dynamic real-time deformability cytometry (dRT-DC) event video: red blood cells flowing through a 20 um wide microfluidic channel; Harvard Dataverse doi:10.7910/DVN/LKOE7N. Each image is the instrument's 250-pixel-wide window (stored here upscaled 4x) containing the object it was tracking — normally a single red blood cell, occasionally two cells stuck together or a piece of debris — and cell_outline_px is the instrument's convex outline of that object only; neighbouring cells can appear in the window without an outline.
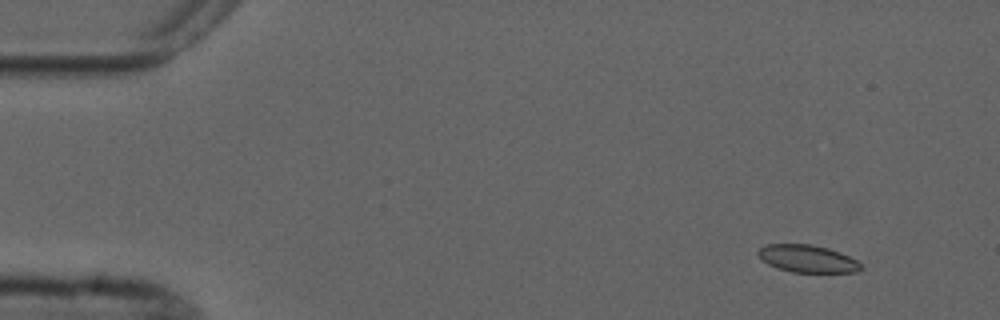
{"species": "common noctule bat (a hibernating species)", "species_latin": "Nyctalus noctula", "temperature_condition": "cold", "stored_images_in_passage": 6, "camera_frame_rate_fps": 3000, "um_per_image_px": 0.085, "animal": {"sex": "male", "forearm_length_mm": 52.5}, "frame": {"image": 1, "passage_image": 2, "time_ms": 1.0, "image_size_px": [1000, 320], "cell_outline_px": [[864, 268], [856, 272], [792, 272], [776, 268], [768, 264], [756, 252], [760, 248], [768, 244], [812, 244], [828, 248], [840, 252], [864, 264]], "centroid_in_image_um": [68.67, 21.99], "position_along_channel_um": 16.3, "area_um2": 16.47}}
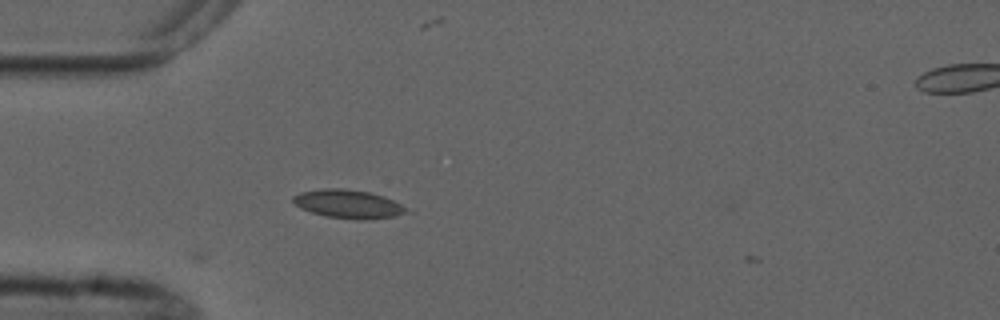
{"frame": {"image": 2, "passage_image": 5, "time_ms": 4.667, "image_size_px": [1000, 320], "cell_outline_px": [[404, 212], [396, 216], [368, 220], [356, 220], [324, 216], [300, 208], [292, 200], [292, 196], [300, 192], [324, 188], [344, 188], [368, 192], [384, 196], [400, 204], [404, 208]], "centroid_in_image_um": [29.54, 17.34], "position_along_channel_um": 55.5, "area_um2": 18.73}}